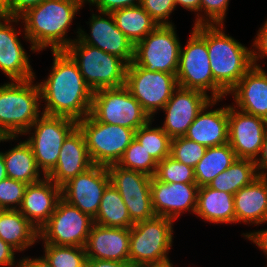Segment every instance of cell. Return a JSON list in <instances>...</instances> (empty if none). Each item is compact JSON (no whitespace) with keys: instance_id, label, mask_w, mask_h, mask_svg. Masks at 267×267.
<instances>
[{"instance_id":"cell-7","label":"cell","mask_w":267,"mask_h":267,"mask_svg":"<svg viewBox=\"0 0 267 267\" xmlns=\"http://www.w3.org/2000/svg\"><path fill=\"white\" fill-rule=\"evenodd\" d=\"M176 78L178 86L199 90L215 100V80L207 48V25L193 26L185 47L181 45Z\"/></svg>"},{"instance_id":"cell-32","label":"cell","mask_w":267,"mask_h":267,"mask_svg":"<svg viewBox=\"0 0 267 267\" xmlns=\"http://www.w3.org/2000/svg\"><path fill=\"white\" fill-rule=\"evenodd\" d=\"M94 223L115 228H131L134 225L120 193L111 183L103 193Z\"/></svg>"},{"instance_id":"cell-3","label":"cell","mask_w":267,"mask_h":267,"mask_svg":"<svg viewBox=\"0 0 267 267\" xmlns=\"http://www.w3.org/2000/svg\"><path fill=\"white\" fill-rule=\"evenodd\" d=\"M224 29V24L207 25V48L215 80V100H223L253 67L251 48L226 34Z\"/></svg>"},{"instance_id":"cell-28","label":"cell","mask_w":267,"mask_h":267,"mask_svg":"<svg viewBox=\"0 0 267 267\" xmlns=\"http://www.w3.org/2000/svg\"><path fill=\"white\" fill-rule=\"evenodd\" d=\"M0 238L18 253L39 242V230L19 210L0 211Z\"/></svg>"},{"instance_id":"cell-53","label":"cell","mask_w":267,"mask_h":267,"mask_svg":"<svg viewBox=\"0 0 267 267\" xmlns=\"http://www.w3.org/2000/svg\"><path fill=\"white\" fill-rule=\"evenodd\" d=\"M82 9L83 6L87 3H90V7L91 5H93L97 0H74Z\"/></svg>"},{"instance_id":"cell-1","label":"cell","mask_w":267,"mask_h":267,"mask_svg":"<svg viewBox=\"0 0 267 267\" xmlns=\"http://www.w3.org/2000/svg\"><path fill=\"white\" fill-rule=\"evenodd\" d=\"M53 64L46 79L37 82L42 113L76 122L91 112L93 91L85 83L77 63L65 51H52ZM43 100V101H42Z\"/></svg>"},{"instance_id":"cell-39","label":"cell","mask_w":267,"mask_h":267,"mask_svg":"<svg viewBox=\"0 0 267 267\" xmlns=\"http://www.w3.org/2000/svg\"><path fill=\"white\" fill-rule=\"evenodd\" d=\"M27 185L25 182L8 177L0 181V209L18 210Z\"/></svg>"},{"instance_id":"cell-33","label":"cell","mask_w":267,"mask_h":267,"mask_svg":"<svg viewBox=\"0 0 267 267\" xmlns=\"http://www.w3.org/2000/svg\"><path fill=\"white\" fill-rule=\"evenodd\" d=\"M256 178L258 175L255 162L250 159L236 158L231 166L216 176L208 186L234 195Z\"/></svg>"},{"instance_id":"cell-15","label":"cell","mask_w":267,"mask_h":267,"mask_svg":"<svg viewBox=\"0 0 267 267\" xmlns=\"http://www.w3.org/2000/svg\"><path fill=\"white\" fill-rule=\"evenodd\" d=\"M87 24L90 33L79 26L76 37L85 44L101 49L103 52L116 55L127 64L133 62L134 45L125 34L116 26L114 18L108 12H93ZM95 13V14H94Z\"/></svg>"},{"instance_id":"cell-46","label":"cell","mask_w":267,"mask_h":267,"mask_svg":"<svg viewBox=\"0 0 267 267\" xmlns=\"http://www.w3.org/2000/svg\"><path fill=\"white\" fill-rule=\"evenodd\" d=\"M245 239L252 241L256 244L259 250L263 251L267 257V229L252 230L250 232L242 233Z\"/></svg>"},{"instance_id":"cell-44","label":"cell","mask_w":267,"mask_h":267,"mask_svg":"<svg viewBox=\"0 0 267 267\" xmlns=\"http://www.w3.org/2000/svg\"><path fill=\"white\" fill-rule=\"evenodd\" d=\"M141 0H97L92 6L97 11L111 13L114 10L135 7L140 5Z\"/></svg>"},{"instance_id":"cell-17","label":"cell","mask_w":267,"mask_h":267,"mask_svg":"<svg viewBox=\"0 0 267 267\" xmlns=\"http://www.w3.org/2000/svg\"><path fill=\"white\" fill-rule=\"evenodd\" d=\"M20 22V18L0 14V70L10 81L36 78L30 56L18 37L21 32L24 34V29L18 31L15 28Z\"/></svg>"},{"instance_id":"cell-22","label":"cell","mask_w":267,"mask_h":267,"mask_svg":"<svg viewBox=\"0 0 267 267\" xmlns=\"http://www.w3.org/2000/svg\"><path fill=\"white\" fill-rule=\"evenodd\" d=\"M61 198L62 188L45 176L27 185L18 210L40 230L48 222Z\"/></svg>"},{"instance_id":"cell-34","label":"cell","mask_w":267,"mask_h":267,"mask_svg":"<svg viewBox=\"0 0 267 267\" xmlns=\"http://www.w3.org/2000/svg\"><path fill=\"white\" fill-rule=\"evenodd\" d=\"M154 119L135 131V139L157 163L170 156L171 138L160 126L152 127Z\"/></svg>"},{"instance_id":"cell-10","label":"cell","mask_w":267,"mask_h":267,"mask_svg":"<svg viewBox=\"0 0 267 267\" xmlns=\"http://www.w3.org/2000/svg\"><path fill=\"white\" fill-rule=\"evenodd\" d=\"M175 25H158L134 47L133 62L152 72L176 74L181 43Z\"/></svg>"},{"instance_id":"cell-5","label":"cell","mask_w":267,"mask_h":267,"mask_svg":"<svg viewBox=\"0 0 267 267\" xmlns=\"http://www.w3.org/2000/svg\"><path fill=\"white\" fill-rule=\"evenodd\" d=\"M172 219L154 216L130 228L129 263L132 267L163 265L171 262L169 253L174 235Z\"/></svg>"},{"instance_id":"cell-42","label":"cell","mask_w":267,"mask_h":267,"mask_svg":"<svg viewBox=\"0 0 267 267\" xmlns=\"http://www.w3.org/2000/svg\"><path fill=\"white\" fill-rule=\"evenodd\" d=\"M252 43V63L253 66L260 67L258 62L265 57L267 58V19L260 26L257 36H255Z\"/></svg>"},{"instance_id":"cell-25","label":"cell","mask_w":267,"mask_h":267,"mask_svg":"<svg viewBox=\"0 0 267 267\" xmlns=\"http://www.w3.org/2000/svg\"><path fill=\"white\" fill-rule=\"evenodd\" d=\"M236 109L267 121V72L253 66L228 93Z\"/></svg>"},{"instance_id":"cell-9","label":"cell","mask_w":267,"mask_h":267,"mask_svg":"<svg viewBox=\"0 0 267 267\" xmlns=\"http://www.w3.org/2000/svg\"><path fill=\"white\" fill-rule=\"evenodd\" d=\"M90 113L99 122L135 131L152 120L125 85L93 92Z\"/></svg>"},{"instance_id":"cell-24","label":"cell","mask_w":267,"mask_h":267,"mask_svg":"<svg viewBox=\"0 0 267 267\" xmlns=\"http://www.w3.org/2000/svg\"><path fill=\"white\" fill-rule=\"evenodd\" d=\"M130 228L93 224L84 246L87 259L129 262Z\"/></svg>"},{"instance_id":"cell-36","label":"cell","mask_w":267,"mask_h":267,"mask_svg":"<svg viewBox=\"0 0 267 267\" xmlns=\"http://www.w3.org/2000/svg\"><path fill=\"white\" fill-rule=\"evenodd\" d=\"M117 165L124 169L139 171L153 177L156 173L158 163L143 146L134 139L125 150Z\"/></svg>"},{"instance_id":"cell-11","label":"cell","mask_w":267,"mask_h":267,"mask_svg":"<svg viewBox=\"0 0 267 267\" xmlns=\"http://www.w3.org/2000/svg\"><path fill=\"white\" fill-rule=\"evenodd\" d=\"M76 126L72 119L42 114L23 134L29 135L25 141L45 176L56 166L63 141Z\"/></svg>"},{"instance_id":"cell-14","label":"cell","mask_w":267,"mask_h":267,"mask_svg":"<svg viewBox=\"0 0 267 267\" xmlns=\"http://www.w3.org/2000/svg\"><path fill=\"white\" fill-rule=\"evenodd\" d=\"M110 183L122 197L133 224L156 216L152 206L151 176L124 169L117 164L106 166Z\"/></svg>"},{"instance_id":"cell-21","label":"cell","mask_w":267,"mask_h":267,"mask_svg":"<svg viewBox=\"0 0 267 267\" xmlns=\"http://www.w3.org/2000/svg\"><path fill=\"white\" fill-rule=\"evenodd\" d=\"M93 165L84 134L76 126L63 141L57 164L46 176L62 187Z\"/></svg>"},{"instance_id":"cell-49","label":"cell","mask_w":267,"mask_h":267,"mask_svg":"<svg viewBox=\"0 0 267 267\" xmlns=\"http://www.w3.org/2000/svg\"><path fill=\"white\" fill-rule=\"evenodd\" d=\"M87 267H132L129 262L87 259Z\"/></svg>"},{"instance_id":"cell-12","label":"cell","mask_w":267,"mask_h":267,"mask_svg":"<svg viewBox=\"0 0 267 267\" xmlns=\"http://www.w3.org/2000/svg\"><path fill=\"white\" fill-rule=\"evenodd\" d=\"M125 86L148 115L155 119V114L163 109L178 83L176 74L148 71L132 62L127 65Z\"/></svg>"},{"instance_id":"cell-52","label":"cell","mask_w":267,"mask_h":267,"mask_svg":"<svg viewBox=\"0 0 267 267\" xmlns=\"http://www.w3.org/2000/svg\"><path fill=\"white\" fill-rule=\"evenodd\" d=\"M19 137H9L1 128H0V143L2 142H10L14 140H18Z\"/></svg>"},{"instance_id":"cell-4","label":"cell","mask_w":267,"mask_h":267,"mask_svg":"<svg viewBox=\"0 0 267 267\" xmlns=\"http://www.w3.org/2000/svg\"><path fill=\"white\" fill-rule=\"evenodd\" d=\"M35 80L7 81L0 85V128L9 137L23 136L43 114L40 89Z\"/></svg>"},{"instance_id":"cell-26","label":"cell","mask_w":267,"mask_h":267,"mask_svg":"<svg viewBox=\"0 0 267 267\" xmlns=\"http://www.w3.org/2000/svg\"><path fill=\"white\" fill-rule=\"evenodd\" d=\"M235 224L267 223V179L256 178L234 194Z\"/></svg>"},{"instance_id":"cell-13","label":"cell","mask_w":267,"mask_h":267,"mask_svg":"<svg viewBox=\"0 0 267 267\" xmlns=\"http://www.w3.org/2000/svg\"><path fill=\"white\" fill-rule=\"evenodd\" d=\"M93 224V218L61 198L39 230V240L42 244L84 247Z\"/></svg>"},{"instance_id":"cell-35","label":"cell","mask_w":267,"mask_h":267,"mask_svg":"<svg viewBox=\"0 0 267 267\" xmlns=\"http://www.w3.org/2000/svg\"><path fill=\"white\" fill-rule=\"evenodd\" d=\"M43 256L53 267H83L87 261L84 247L44 244Z\"/></svg>"},{"instance_id":"cell-29","label":"cell","mask_w":267,"mask_h":267,"mask_svg":"<svg viewBox=\"0 0 267 267\" xmlns=\"http://www.w3.org/2000/svg\"><path fill=\"white\" fill-rule=\"evenodd\" d=\"M0 152L3 154L8 178L32 184L45 177L37 166L31 146L25 140L17 142V145L5 152Z\"/></svg>"},{"instance_id":"cell-40","label":"cell","mask_w":267,"mask_h":267,"mask_svg":"<svg viewBox=\"0 0 267 267\" xmlns=\"http://www.w3.org/2000/svg\"><path fill=\"white\" fill-rule=\"evenodd\" d=\"M230 0H201L200 25L224 24ZM204 12V13H202Z\"/></svg>"},{"instance_id":"cell-51","label":"cell","mask_w":267,"mask_h":267,"mask_svg":"<svg viewBox=\"0 0 267 267\" xmlns=\"http://www.w3.org/2000/svg\"><path fill=\"white\" fill-rule=\"evenodd\" d=\"M5 178H7L5 162L3 159V154L0 152V181H2Z\"/></svg>"},{"instance_id":"cell-30","label":"cell","mask_w":267,"mask_h":267,"mask_svg":"<svg viewBox=\"0 0 267 267\" xmlns=\"http://www.w3.org/2000/svg\"><path fill=\"white\" fill-rule=\"evenodd\" d=\"M111 14L116 26L134 46L158 26L140 5L117 9Z\"/></svg>"},{"instance_id":"cell-48","label":"cell","mask_w":267,"mask_h":267,"mask_svg":"<svg viewBox=\"0 0 267 267\" xmlns=\"http://www.w3.org/2000/svg\"><path fill=\"white\" fill-rule=\"evenodd\" d=\"M175 6L180 5L183 9L196 13L193 26L200 25V1L201 0H174Z\"/></svg>"},{"instance_id":"cell-27","label":"cell","mask_w":267,"mask_h":267,"mask_svg":"<svg viewBox=\"0 0 267 267\" xmlns=\"http://www.w3.org/2000/svg\"><path fill=\"white\" fill-rule=\"evenodd\" d=\"M195 215L210 224H234V195L208 185L199 187Z\"/></svg>"},{"instance_id":"cell-54","label":"cell","mask_w":267,"mask_h":267,"mask_svg":"<svg viewBox=\"0 0 267 267\" xmlns=\"http://www.w3.org/2000/svg\"><path fill=\"white\" fill-rule=\"evenodd\" d=\"M9 0H0V14H2L8 7Z\"/></svg>"},{"instance_id":"cell-43","label":"cell","mask_w":267,"mask_h":267,"mask_svg":"<svg viewBox=\"0 0 267 267\" xmlns=\"http://www.w3.org/2000/svg\"><path fill=\"white\" fill-rule=\"evenodd\" d=\"M43 0H9L7 9L1 14L20 18L28 10L38 6Z\"/></svg>"},{"instance_id":"cell-31","label":"cell","mask_w":267,"mask_h":267,"mask_svg":"<svg viewBox=\"0 0 267 267\" xmlns=\"http://www.w3.org/2000/svg\"><path fill=\"white\" fill-rule=\"evenodd\" d=\"M236 158L229 143L208 147L205 155L194 167L196 184L199 187L208 185L216 176L229 168Z\"/></svg>"},{"instance_id":"cell-2","label":"cell","mask_w":267,"mask_h":267,"mask_svg":"<svg viewBox=\"0 0 267 267\" xmlns=\"http://www.w3.org/2000/svg\"><path fill=\"white\" fill-rule=\"evenodd\" d=\"M80 9L74 0H43L23 14V38L30 43V51L65 50L75 40L67 33Z\"/></svg>"},{"instance_id":"cell-19","label":"cell","mask_w":267,"mask_h":267,"mask_svg":"<svg viewBox=\"0 0 267 267\" xmlns=\"http://www.w3.org/2000/svg\"><path fill=\"white\" fill-rule=\"evenodd\" d=\"M212 100L208 95L178 86L163 109V131L171 138L183 137L197 114Z\"/></svg>"},{"instance_id":"cell-18","label":"cell","mask_w":267,"mask_h":267,"mask_svg":"<svg viewBox=\"0 0 267 267\" xmlns=\"http://www.w3.org/2000/svg\"><path fill=\"white\" fill-rule=\"evenodd\" d=\"M228 129V143L236 157L255 161L267 132V121L228 105Z\"/></svg>"},{"instance_id":"cell-41","label":"cell","mask_w":267,"mask_h":267,"mask_svg":"<svg viewBox=\"0 0 267 267\" xmlns=\"http://www.w3.org/2000/svg\"><path fill=\"white\" fill-rule=\"evenodd\" d=\"M140 6L158 25H174L171 13L176 10L174 0H141Z\"/></svg>"},{"instance_id":"cell-6","label":"cell","mask_w":267,"mask_h":267,"mask_svg":"<svg viewBox=\"0 0 267 267\" xmlns=\"http://www.w3.org/2000/svg\"><path fill=\"white\" fill-rule=\"evenodd\" d=\"M65 51L77 63L93 92L125 85L128 64L120 57L82 43L77 37Z\"/></svg>"},{"instance_id":"cell-47","label":"cell","mask_w":267,"mask_h":267,"mask_svg":"<svg viewBox=\"0 0 267 267\" xmlns=\"http://www.w3.org/2000/svg\"><path fill=\"white\" fill-rule=\"evenodd\" d=\"M259 178L267 179V132L257 159L254 161Z\"/></svg>"},{"instance_id":"cell-20","label":"cell","mask_w":267,"mask_h":267,"mask_svg":"<svg viewBox=\"0 0 267 267\" xmlns=\"http://www.w3.org/2000/svg\"><path fill=\"white\" fill-rule=\"evenodd\" d=\"M150 188L156 216L175 221L184 212L195 214L199 190L196 183H163L153 176Z\"/></svg>"},{"instance_id":"cell-50","label":"cell","mask_w":267,"mask_h":267,"mask_svg":"<svg viewBox=\"0 0 267 267\" xmlns=\"http://www.w3.org/2000/svg\"><path fill=\"white\" fill-rule=\"evenodd\" d=\"M20 261V267H53L44 256L36 258L35 256L34 258L30 256H24L22 259L20 258Z\"/></svg>"},{"instance_id":"cell-55","label":"cell","mask_w":267,"mask_h":267,"mask_svg":"<svg viewBox=\"0 0 267 267\" xmlns=\"http://www.w3.org/2000/svg\"><path fill=\"white\" fill-rule=\"evenodd\" d=\"M141 267H173V263L169 262L163 265L141 266Z\"/></svg>"},{"instance_id":"cell-45","label":"cell","mask_w":267,"mask_h":267,"mask_svg":"<svg viewBox=\"0 0 267 267\" xmlns=\"http://www.w3.org/2000/svg\"><path fill=\"white\" fill-rule=\"evenodd\" d=\"M17 251L0 238V267H20L21 261L16 259Z\"/></svg>"},{"instance_id":"cell-38","label":"cell","mask_w":267,"mask_h":267,"mask_svg":"<svg viewBox=\"0 0 267 267\" xmlns=\"http://www.w3.org/2000/svg\"><path fill=\"white\" fill-rule=\"evenodd\" d=\"M207 147L186 137H176L171 140L170 156L185 165L195 167L205 155Z\"/></svg>"},{"instance_id":"cell-16","label":"cell","mask_w":267,"mask_h":267,"mask_svg":"<svg viewBox=\"0 0 267 267\" xmlns=\"http://www.w3.org/2000/svg\"><path fill=\"white\" fill-rule=\"evenodd\" d=\"M109 184L106 166L94 164L61 187L62 198L95 219L103 193Z\"/></svg>"},{"instance_id":"cell-37","label":"cell","mask_w":267,"mask_h":267,"mask_svg":"<svg viewBox=\"0 0 267 267\" xmlns=\"http://www.w3.org/2000/svg\"><path fill=\"white\" fill-rule=\"evenodd\" d=\"M154 177L163 183H196L194 168L171 156L158 163Z\"/></svg>"},{"instance_id":"cell-23","label":"cell","mask_w":267,"mask_h":267,"mask_svg":"<svg viewBox=\"0 0 267 267\" xmlns=\"http://www.w3.org/2000/svg\"><path fill=\"white\" fill-rule=\"evenodd\" d=\"M221 101L210 100L197 114L184 137L207 148L228 143V105L211 109Z\"/></svg>"},{"instance_id":"cell-8","label":"cell","mask_w":267,"mask_h":267,"mask_svg":"<svg viewBox=\"0 0 267 267\" xmlns=\"http://www.w3.org/2000/svg\"><path fill=\"white\" fill-rule=\"evenodd\" d=\"M95 165L117 164L135 139V130L99 122L91 113L77 122Z\"/></svg>"}]
</instances>
